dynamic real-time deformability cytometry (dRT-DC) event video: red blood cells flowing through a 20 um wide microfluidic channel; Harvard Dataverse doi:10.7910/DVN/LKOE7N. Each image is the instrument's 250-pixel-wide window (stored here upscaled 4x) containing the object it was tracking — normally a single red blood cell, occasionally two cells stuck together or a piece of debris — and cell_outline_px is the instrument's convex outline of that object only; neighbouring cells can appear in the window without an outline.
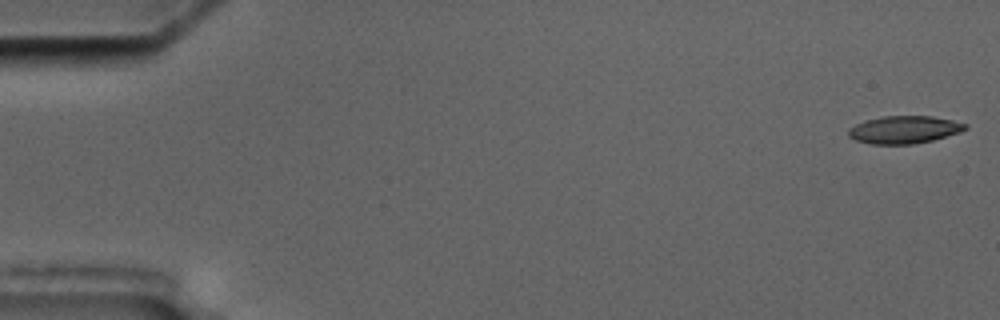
{"species": "common noctule bat (a hibernating species)", "species_latin": "Nyctalus noctula", "temperature_condition": "cold", "stored_images_in_passage": 10, "segment_of_instrument_passage": [1, 2], "camera_frame_rate_fps": 3000, "um_per_image_px": 0.085, "animal": {"sex": "male", "body_mass_g": 17.5, "forearm_length_mm": 52.3}, "frame": {"image": 1, "passage_image": 1, "time_ms": 0.0, "image_size_px": [1000, 320], "cell_outline_px": [[968, 128], [960, 132], [932, 140], [912, 144], [872, 144], [856, 140], [848, 136], [848, 128], [864, 120], [884, 116], [932, 116], [952, 120], [968, 124]], "centroid_in_image_um": [76.85, 11.01], "position_along_channel_um": 8.1, "area_um2": 18.79}}
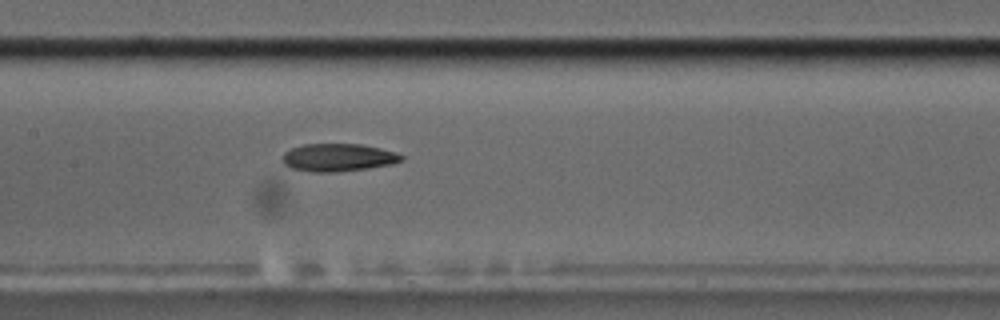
{"frame": {"image": 2, "passage_image": 9, "time_ms": 9.0, "image_size_px": [1000, 320], "cell_outline_px": [[404, 160], [392, 164], [368, 168], [336, 172], [312, 172], [292, 168], [284, 164], [280, 160], [280, 156], [284, 152], [292, 148], [304, 144], [360, 144], [380, 148], [396, 152], [404, 156]], "centroid_in_image_um": [28.72, 13.39], "position_along_channel_um": 178.7, "area_um2": 19.42}}